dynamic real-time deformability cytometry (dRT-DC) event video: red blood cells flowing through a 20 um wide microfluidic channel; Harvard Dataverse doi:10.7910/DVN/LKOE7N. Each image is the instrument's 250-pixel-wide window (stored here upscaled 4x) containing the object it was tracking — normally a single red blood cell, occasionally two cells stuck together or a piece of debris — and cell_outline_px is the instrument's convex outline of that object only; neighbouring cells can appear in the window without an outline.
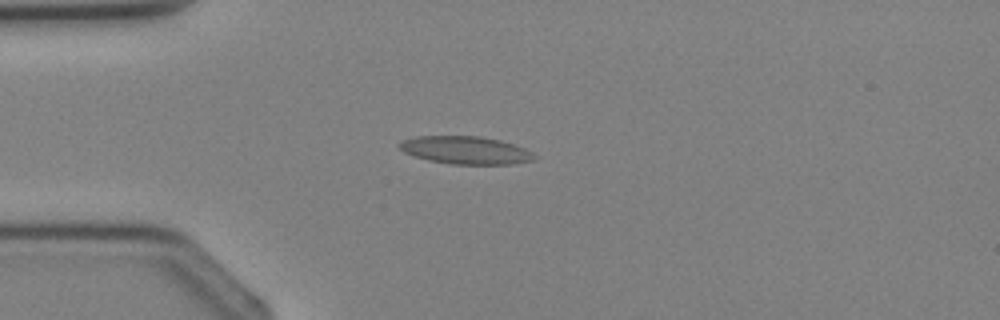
{"species": "Egyptian fruit bat (a non-hibernating species)", "species_latin": "Rousettus aegyptiacus", "temperature_condition": "cold", "stored_images_in_passage": 2, "camera_frame_rate_fps": 3000, "um_per_image_px": 0.085, "animal": {"sex": "female"}, "frame": {"image": 1, "passage_image": 2, "time_ms": 1.0, "image_size_px": [1000, 320], "cell_outline_px": [[536, 156], [532, 160], [512, 164], [452, 164], [428, 160], [404, 152], [396, 144], [404, 140], [416, 136], [480, 136], [500, 140], [524, 148], [532, 152]], "centroid_in_image_um": [39.56, 12.76], "position_along_channel_um": 45.4, "area_um2": 21.68}}